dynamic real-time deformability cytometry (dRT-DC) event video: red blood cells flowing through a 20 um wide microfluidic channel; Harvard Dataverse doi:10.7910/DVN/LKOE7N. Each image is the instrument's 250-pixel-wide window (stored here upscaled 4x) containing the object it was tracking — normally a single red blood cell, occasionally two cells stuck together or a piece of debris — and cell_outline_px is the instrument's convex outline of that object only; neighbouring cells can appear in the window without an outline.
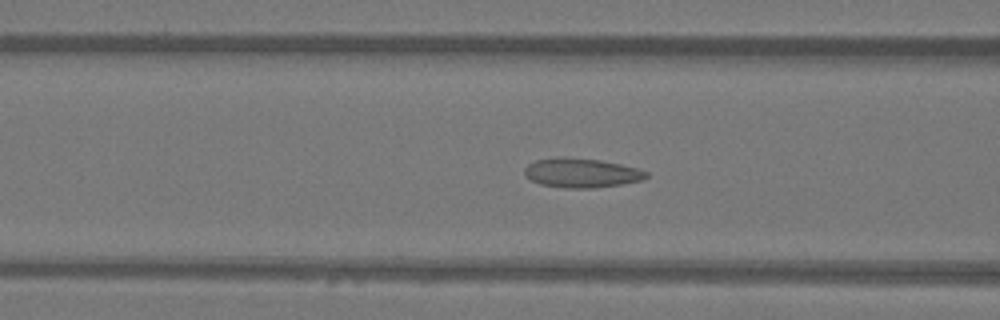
{"species": "Egyptian fruit bat (a non-hibernating species)", "species_latin": "Rousettus aegyptiacus", "temperature_condition": "warm", "stored_images_in_passage": 20, "camera_frame_rate_fps": 3000, "um_per_image_px": 0.085, "animal": {"sex": "female"}, "frame": {"image": 1, "passage_image": 20, "time_ms": 6.333, "image_size_px": [1000, 320], "cell_outline_px": [[648, 176], [640, 180], [620, 184], [592, 188], [564, 188], [540, 184], [524, 176], [524, 168], [528, 164], [536, 160], [556, 156], [564, 156], [600, 160], [620, 164], [636, 168], [648, 172]], "centroid_in_image_um": [49.36, 14.68], "position_along_channel_um": 117.2, "area_um2": 20.87}}